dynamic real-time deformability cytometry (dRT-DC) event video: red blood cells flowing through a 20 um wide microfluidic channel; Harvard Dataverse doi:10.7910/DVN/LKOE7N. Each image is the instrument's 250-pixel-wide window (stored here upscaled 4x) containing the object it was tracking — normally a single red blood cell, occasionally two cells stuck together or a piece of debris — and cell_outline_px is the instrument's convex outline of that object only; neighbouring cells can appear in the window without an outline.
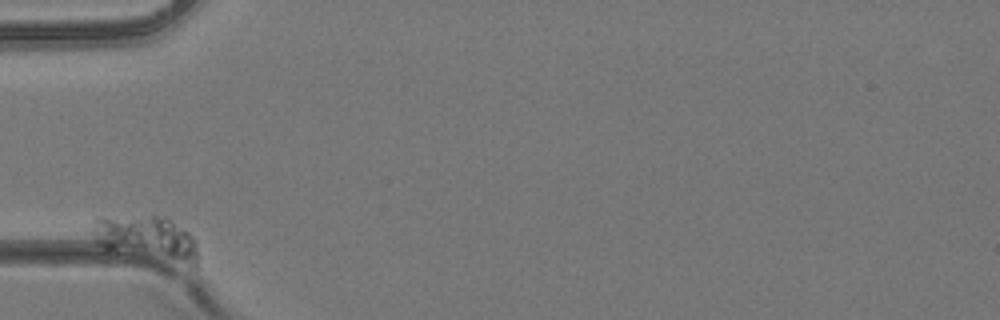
{"species": "common noctule bat (a hibernating species)", "species_latin": "Nyctalus noctula", "temperature_condition": "room temperature", "stored_images_in_passage": 35, "camera_frame_rate_fps": 3000, "um_per_image_px": 0.085, "animal": {"sex": "female", "body_mass_g": 24.6, "forearm_length_mm": 56.2}, "frame": {"image": 1, "passage_image": 1, "time_ms": 0.0, "image_size_px": [1000, 320], "cell_outline_px": [[200, 256], [196, 268], [192, 268], [104, 248], [96, 244], [92, 232], [92, 228], [96, 216], [152, 212], [164, 216], [172, 220], [188, 232], [196, 240], [200, 252]], "centroid_in_image_um": [12.51, 20.21], "position_along_channel_um": 72.5, "area_um2": 29.42}}
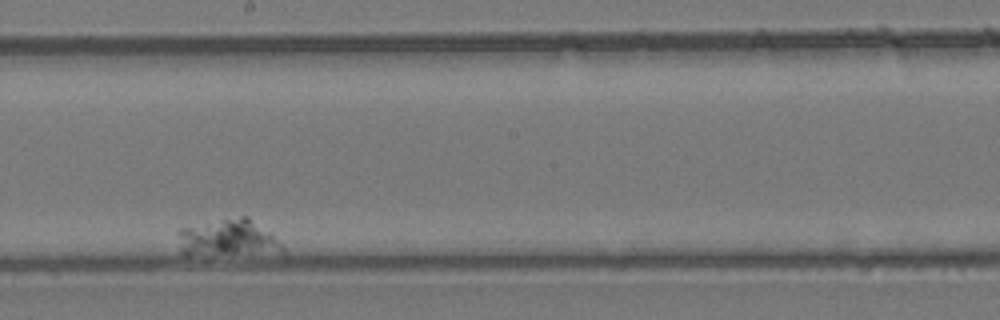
{"frame": {"image": 2, "passage_image": 20, "time_ms": 6.333, "image_size_px": [1000, 320], "cell_outline_px": [[284, 256], [184, 256], [180, 252], [176, 232], [180, 228], [240, 216], [248, 216], [268, 232], [284, 248]], "centroid_in_image_um": [19.4, 20.34], "position_along_channel_um": 228.8, "area_um2": 23.81}}
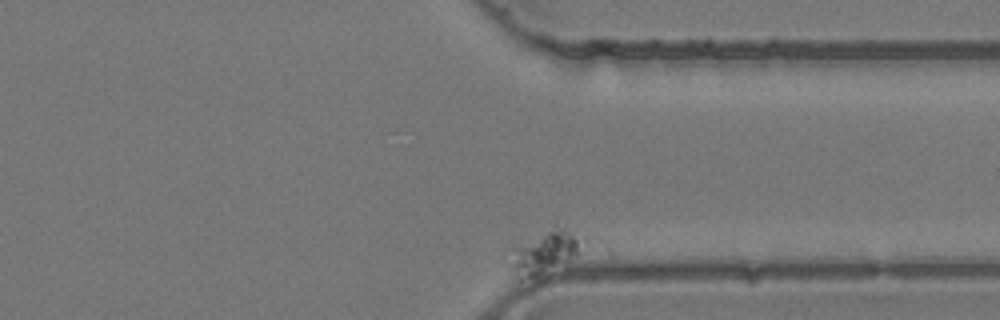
{"frame": {"image": 3, "passage_image": 35, "time_ms": 11.333, "image_size_px": [1000, 320], "cell_outline_px": [[584, 240], [576, 256], [520, 280], [508, 268], [500, 256], [504, 252], [512, 248], [548, 232], [560, 228], [564, 228], [584, 236]], "centroid_in_image_um": [46.13, 21.45], "position_along_channel_um": 365.3, "area_um2": 17.4}}